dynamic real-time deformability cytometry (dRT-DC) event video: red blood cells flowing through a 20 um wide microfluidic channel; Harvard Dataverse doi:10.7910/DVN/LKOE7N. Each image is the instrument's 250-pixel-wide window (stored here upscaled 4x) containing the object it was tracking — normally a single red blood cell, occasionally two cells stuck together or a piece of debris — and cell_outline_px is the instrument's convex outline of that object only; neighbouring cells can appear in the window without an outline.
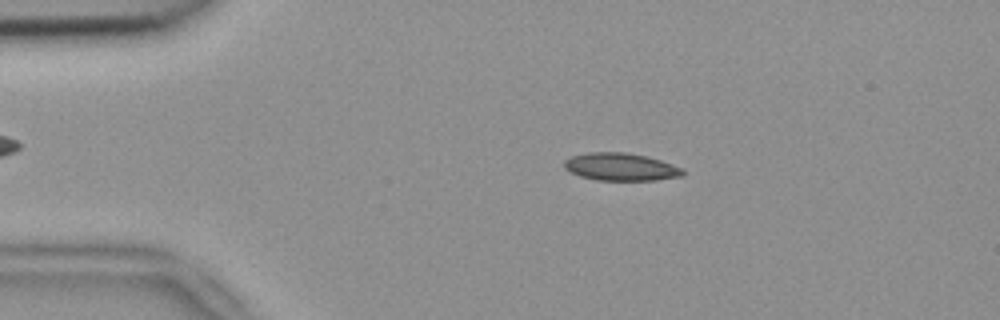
{"species": "common noctule bat (a hibernating species)", "species_latin": "Nyctalus noctula", "temperature_condition": "room temperature", "stored_images_in_passage": 52, "camera_frame_rate_fps": 3000, "um_per_image_px": 0.085, "animal": {"sex": "female", "body_mass_g": 18.4}, "frame": {"image": 1, "passage_image": 10, "time_ms": 3.0, "image_size_px": [1000, 320], "cell_outline_px": [[684, 176], [656, 180], [596, 180], [580, 176], [564, 168], [564, 160], [572, 156], [588, 152], [624, 152], [644, 156], [660, 160], [684, 168]], "centroid_in_image_um": [52.78, 14.19], "position_along_channel_um": 32.2, "area_um2": 19.07}}
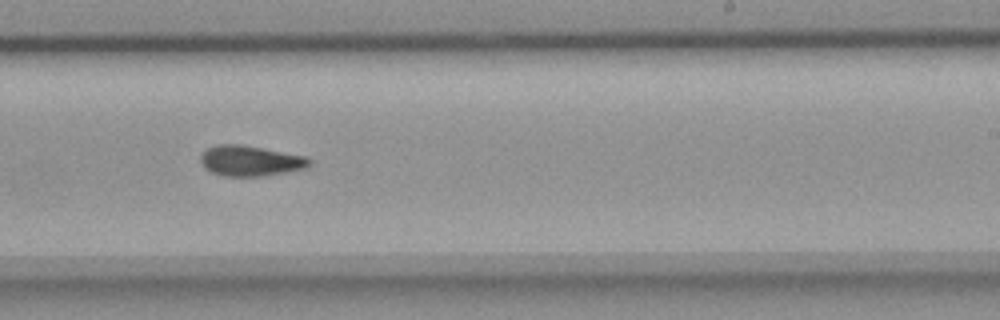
{"frame": {"image": 2, "passage_image": 32, "time_ms": 10.333, "image_size_px": [1000, 320], "cell_outline_px": [[312, 164], [304, 168], [264, 176], [224, 176], [212, 172], [204, 168], [200, 160], [200, 156], [208, 148], [216, 144], [240, 144], [304, 156], [312, 160]], "centroid_in_image_um": [21.25, 13.67], "position_along_channel_um": 267.7, "area_um2": 19.13}}
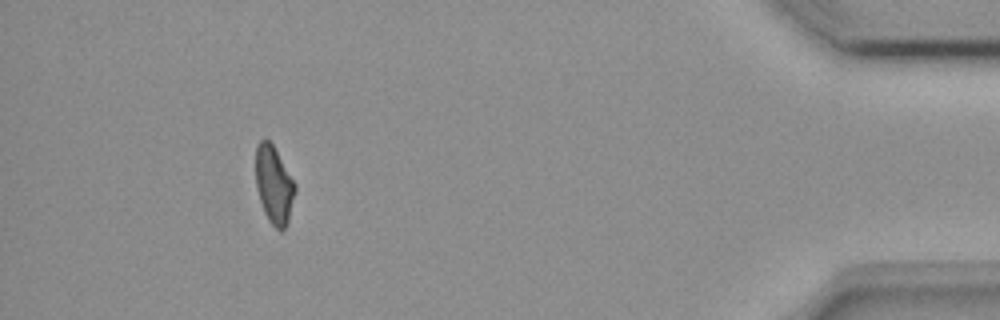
{"frame": {"image": 3, "passage_image": 48, "time_ms": 15.667, "image_size_px": [1000, 320], "cell_outline_px": [[296, 188], [288, 220], [284, 228], [280, 232], [268, 220], [264, 212], [256, 188], [256, 144], [264, 136], [272, 144], [296, 184]], "centroid_in_image_um": [23.27, 15.69], "position_along_channel_um": 411.9, "area_um2": 17.69}, "authors_computed_cell_mechanics": {"area_um2": 18.8139, "velocity_mm_per_s": 3.8435, "shape_relaxation_time_tau1_ms": null, "shape_relaxation_time_tau2_ms": 5.3357, "deformation_change_tau1": null, "deformation_change_tau2": 0.121}}